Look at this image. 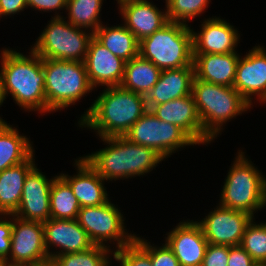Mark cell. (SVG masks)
I'll return each instance as SVG.
<instances>
[{
	"label": "cell",
	"mask_w": 266,
	"mask_h": 266,
	"mask_svg": "<svg viewBox=\"0 0 266 266\" xmlns=\"http://www.w3.org/2000/svg\"><path fill=\"white\" fill-rule=\"evenodd\" d=\"M239 53L193 54L195 78L209 83L233 87Z\"/></svg>",
	"instance_id": "23"
},
{
	"label": "cell",
	"mask_w": 266,
	"mask_h": 266,
	"mask_svg": "<svg viewBox=\"0 0 266 266\" xmlns=\"http://www.w3.org/2000/svg\"><path fill=\"white\" fill-rule=\"evenodd\" d=\"M228 266H258L252 257L239 245L229 249Z\"/></svg>",
	"instance_id": "37"
},
{
	"label": "cell",
	"mask_w": 266,
	"mask_h": 266,
	"mask_svg": "<svg viewBox=\"0 0 266 266\" xmlns=\"http://www.w3.org/2000/svg\"><path fill=\"white\" fill-rule=\"evenodd\" d=\"M117 3L120 5L121 3L127 2V1H131V0H116Z\"/></svg>",
	"instance_id": "42"
},
{
	"label": "cell",
	"mask_w": 266,
	"mask_h": 266,
	"mask_svg": "<svg viewBox=\"0 0 266 266\" xmlns=\"http://www.w3.org/2000/svg\"><path fill=\"white\" fill-rule=\"evenodd\" d=\"M56 177L49 180L35 166L25 178L22 198L13 215L26 221L45 222L50 219V191Z\"/></svg>",
	"instance_id": "13"
},
{
	"label": "cell",
	"mask_w": 266,
	"mask_h": 266,
	"mask_svg": "<svg viewBox=\"0 0 266 266\" xmlns=\"http://www.w3.org/2000/svg\"><path fill=\"white\" fill-rule=\"evenodd\" d=\"M43 225L45 247L49 259L66 253L84 252L94 246L76 219L50 218L43 222ZM52 246L58 247L60 251L50 252Z\"/></svg>",
	"instance_id": "16"
},
{
	"label": "cell",
	"mask_w": 266,
	"mask_h": 266,
	"mask_svg": "<svg viewBox=\"0 0 266 266\" xmlns=\"http://www.w3.org/2000/svg\"><path fill=\"white\" fill-rule=\"evenodd\" d=\"M93 37L113 55L128 62L139 55V41L124 25L104 26L93 33Z\"/></svg>",
	"instance_id": "26"
},
{
	"label": "cell",
	"mask_w": 266,
	"mask_h": 266,
	"mask_svg": "<svg viewBox=\"0 0 266 266\" xmlns=\"http://www.w3.org/2000/svg\"><path fill=\"white\" fill-rule=\"evenodd\" d=\"M210 0H167L166 12L169 22L187 24L190 19L201 15L208 7ZM187 21V22H186Z\"/></svg>",
	"instance_id": "33"
},
{
	"label": "cell",
	"mask_w": 266,
	"mask_h": 266,
	"mask_svg": "<svg viewBox=\"0 0 266 266\" xmlns=\"http://www.w3.org/2000/svg\"><path fill=\"white\" fill-rule=\"evenodd\" d=\"M165 243L173 251L180 266H201L208 241L197 221L179 222L167 233Z\"/></svg>",
	"instance_id": "18"
},
{
	"label": "cell",
	"mask_w": 266,
	"mask_h": 266,
	"mask_svg": "<svg viewBox=\"0 0 266 266\" xmlns=\"http://www.w3.org/2000/svg\"><path fill=\"white\" fill-rule=\"evenodd\" d=\"M0 266H6L5 262L0 261Z\"/></svg>",
	"instance_id": "44"
},
{
	"label": "cell",
	"mask_w": 266,
	"mask_h": 266,
	"mask_svg": "<svg viewBox=\"0 0 266 266\" xmlns=\"http://www.w3.org/2000/svg\"><path fill=\"white\" fill-rule=\"evenodd\" d=\"M1 17L15 15L27 8L26 0H0Z\"/></svg>",
	"instance_id": "39"
},
{
	"label": "cell",
	"mask_w": 266,
	"mask_h": 266,
	"mask_svg": "<svg viewBox=\"0 0 266 266\" xmlns=\"http://www.w3.org/2000/svg\"><path fill=\"white\" fill-rule=\"evenodd\" d=\"M6 121L0 117V127L5 123Z\"/></svg>",
	"instance_id": "43"
},
{
	"label": "cell",
	"mask_w": 266,
	"mask_h": 266,
	"mask_svg": "<svg viewBox=\"0 0 266 266\" xmlns=\"http://www.w3.org/2000/svg\"><path fill=\"white\" fill-rule=\"evenodd\" d=\"M147 241L136 235L130 244L115 250L112 256L120 266H152L150 242Z\"/></svg>",
	"instance_id": "32"
},
{
	"label": "cell",
	"mask_w": 266,
	"mask_h": 266,
	"mask_svg": "<svg viewBox=\"0 0 266 266\" xmlns=\"http://www.w3.org/2000/svg\"><path fill=\"white\" fill-rule=\"evenodd\" d=\"M150 111L161 121L178 126L198 145L212 141L204 133L193 94L158 104Z\"/></svg>",
	"instance_id": "15"
},
{
	"label": "cell",
	"mask_w": 266,
	"mask_h": 266,
	"mask_svg": "<svg viewBox=\"0 0 266 266\" xmlns=\"http://www.w3.org/2000/svg\"><path fill=\"white\" fill-rule=\"evenodd\" d=\"M150 259L152 266H180L178 259L166 243L160 247L150 244Z\"/></svg>",
	"instance_id": "36"
},
{
	"label": "cell",
	"mask_w": 266,
	"mask_h": 266,
	"mask_svg": "<svg viewBox=\"0 0 266 266\" xmlns=\"http://www.w3.org/2000/svg\"><path fill=\"white\" fill-rule=\"evenodd\" d=\"M147 111L145 96L121 86L105 87L78 126L93 129L99 138L124 136Z\"/></svg>",
	"instance_id": "1"
},
{
	"label": "cell",
	"mask_w": 266,
	"mask_h": 266,
	"mask_svg": "<svg viewBox=\"0 0 266 266\" xmlns=\"http://www.w3.org/2000/svg\"><path fill=\"white\" fill-rule=\"evenodd\" d=\"M54 15L31 50L42 59L84 62L93 33L70 24L59 13Z\"/></svg>",
	"instance_id": "8"
},
{
	"label": "cell",
	"mask_w": 266,
	"mask_h": 266,
	"mask_svg": "<svg viewBox=\"0 0 266 266\" xmlns=\"http://www.w3.org/2000/svg\"><path fill=\"white\" fill-rule=\"evenodd\" d=\"M248 224L240 246L252 257L257 265H266V223Z\"/></svg>",
	"instance_id": "31"
},
{
	"label": "cell",
	"mask_w": 266,
	"mask_h": 266,
	"mask_svg": "<svg viewBox=\"0 0 266 266\" xmlns=\"http://www.w3.org/2000/svg\"><path fill=\"white\" fill-rule=\"evenodd\" d=\"M80 208L70 185L58 175L51 185L50 218L77 219Z\"/></svg>",
	"instance_id": "28"
},
{
	"label": "cell",
	"mask_w": 266,
	"mask_h": 266,
	"mask_svg": "<svg viewBox=\"0 0 266 266\" xmlns=\"http://www.w3.org/2000/svg\"><path fill=\"white\" fill-rule=\"evenodd\" d=\"M233 87L252 106V96H257L260 104L266 102V50L255 46L243 58L239 57Z\"/></svg>",
	"instance_id": "14"
},
{
	"label": "cell",
	"mask_w": 266,
	"mask_h": 266,
	"mask_svg": "<svg viewBox=\"0 0 266 266\" xmlns=\"http://www.w3.org/2000/svg\"><path fill=\"white\" fill-rule=\"evenodd\" d=\"M119 7L124 25L138 41L149 37L169 22L166 9L162 12L148 0H131L121 3Z\"/></svg>",
	"instance_id": "20"
},
{
	"label": "cell",
	"mask_w": 266,
	"mask_h": 266,
	"mask_svg": "<svg viewBox=\"0 0 266 266\" xmlns=\"http://www.w3.org/2000/svg\"><path fill=\"white\" fill-rule=\"evenodd\" d=\"M27 266H56L52 259H48L43 262L35 263V264H27Z\"/></svg>",
	"instance_id": "40"
},
{
	"label": "cell",
	"mask_w": 266,
	"mask_h": 266,
	"mask_svg": "<svg viewBox=\"0 0 266 266\" xmlns=\"http://www.w3.org/2000/svg\"><path fill=\"white\" fill-rule=\"evenodd\" d=\"M160 73L161 70L151 61L145 60L138 55L126 62L120 86L146 96L157 83Z\"/></svg>",
	"instance_id": "27"
},
{
	"label": "cell",
	"mask_w": 266,
	"mask_h": 266,
	"mask_svg": "<svg viewBox=\"0 0 266 266\" xmlns=\"http://www.w3.org/2000/svg\"><path fill=\"white\" fill-rule=\"evenodd\" d=\"M254 219L249 213L217 206L197 223L210 244L239 246L248 224Z\"/></svg>",
	"instance_id": "12"
},
{
	"label": "cell",
	"mask_w": 266,
	"mask_h": 266,
	"mask_svg": "<svg viewBox=\"0 0 266 266\" xmlns=\"http://www.w3.org/2000/svg\"><path fill=\"white\" fill-rule=\"evenodd\" d=\"M4 102L3 94H2V84H1V74H0V107Z\"/></svg>",
	"instance_id": "41"
},
{
	"label": "cell",
	"mask_w": 266,
	"mask_h": 266,
	"mask_svg": "<svg viewBox=\"0 0 266 266\" xmlns=\"http://www.w3.org/2000/svg\"><path fill=\"white\" fill-rule=\"evenodd\" d=\"M48 259L43 222L26 221L13 215L11 249L5 263L24 266Z\"/></svg>",
	"instance_id": "11"
},
{
	"label": "cell",
	"mask_w": 266,
	"mask_h": 266,
	"mask_svg": "<svg viewBox=\"0 0 266 266\" xmlns=\"http://www.w3.org/2000/svg\"><path fill=\"white\" fill-rule=\"evenodd\" d=\"M139 56L160 70L194 66L192 29L183 23L168 22L139 41Z\"/></svg>",
	"instance_id": "7"
},
{
	"label": "cell",
	"mask_w": 266,
	"mask_h": 266,
	"mask_svg": "<svg viewBox=\"0 0 266 266\" xmlns=\"http://www.w3.org/2000/svg\"><path fill=\"white\" fill-rule=\"evenodd\" d=\"M201 30H192L193 54H227L236 52L240 34L224 19L212 17L204 20ZM239 34V35H238Z\"/></svg>",
	"instance_id": "19"
},
{
	"label": "cell",
	"mask_w": 266,
	"mask_h": 266,
	"mask_svg": "<svg viewBox=\"0 0 266 266\" xmlns=\"http://www.w3.org/2000/svg\"><path fill=\"white\" fill-rule=\"evenodd\" d=\"M84 64L93 88L100 85L104 87L120 86L126 61L113 55L94 37L89 41Z\"/></svg>",
	"instance_id": "17"
},
{
	"label": "cell",
	"mask_w": 266,
	"mask_h": 266,
	"mask_svg": "<svg viewBox=\"0 0 266 266\" xmlns=\"http://www.w3.org/2000/svg\"><path fill=\"white\" fill-rule=\"evenodd\" d=\"M110 252L113 254L109 247L94 245L87 251L58 255L52 260L56 266H109Z\"/></svg>",
	"instance_id": "30"
},
{
	"label": "cell",
	"mask_w": 266,
	"mask_h": 266,
	"mask_svg": "<svg viewBox=\"0 0 266 266\" xmlns=\"http://www.w3.org/2000/svg\"><path fill=\"white\" fill-rule=\"evenodd\" d=\"M104 0H67L68 22L76 27L91 29L94 33L102 26L100 12Z\"/></svg>",
	"instance_id": "29"
},
{
	"label": "cell",
	"mask_w": 266,
	"mask_h": 266,
	"mask_svg": "<svg viewBox=\"0 0 266 266\" xmlns=\"http://www.w3.org/2000/svg\"><path fill=\"white\" fill-rule=\"evenodd\" d=\"M23 55L12 49L1 51V84L4 100L10 94L26 111L46 113L45 73L42 58L33 52Z\"/></svg>",
	"instance_id": "2"
},
{
	"label": "cell",
	"mask_w": 266,
	"mask_h": 266,
	"mask_svg": "<svg viewBox=\"0 0 266 266\" xmlns=\"http://www.w3.org/2000/svg\"><path fill=\"white\" fill-rule=\"evenodd\" d=\"M34 153L24 162L0 172V214H13L20 204L28 173L36 166Z\"/></svg>",
	"instance_id": "24"
},
{
	"label": "cell",
	"mask_w": 266,
	"mask_h": 266,
	"mask_svg": "<svg viewBox=\"0 0 266 266\" xmlns=\"http://www.w3.org/2000/svg\"><path fill=\"white\" fill-rule=\"evenodd\" d=\"M101 140L109 145L84 158L106 181L145 175L165 159L155 149L132 143L123 136Z\"/></svg>",
	"instance_id": "3"
},
{
	"label": "cell",
	"mask_w": 266,
	"mask_h": 266,
	"mask_svg": "<svg viewBox=\"0 0 266 266\" xmlns=\"http://www.w3.org/2000/svg\"><path fill=\"white\" fill-rule=\"evenodd\" d=\"M230 247L208 243L201 266H228Z\"/></svg>",
	"instance_id": "34"
},
{
	"label": "cell",
	"mask_w": 266,
	"mask_h": 266,
	"mask_svg": "<svg viewBox=\"0 0 266 266\" xmlns=\"http://www.w3.org/2000/svg\"><path fill=\"white\" fill-rule=\"evenodd\" d=\"M27 7H31L38 11L54 12L57 10L66 9L67 0H26Z\"/></svg>",
	"instance_id": "38"
},
{
	"label": "cell",
	"mask_w": 266,
	"mask_h": 266,
	"mask_svg": "<svg viewBox=\"0 0 266 266\" xmlns=\"http://www.w3.org/2000/svg\"><path fill=\"white\" fill-rule=\"evenodd\" d=\"M123 214L109 200L102 205L81 207L77 221L86 231L94 245L107 246V241L116 243L118 250L130 244L135 239V234L126 232ZM116 241V242H114Z\"/></svg>",
	"instance_id": "9"
},
{
	"label": "cell",
	"mask_w": 266,
	"mask_h": 266,
	"mask_svg": "<svg viewBox=\"0 0 266 266\" xmlns=\"http://www.w3.org/2000/svg\"><path fill=\"white\" fill-rule=\"evenodd\" d=\"M128 141L155 149L165 159L181 147L196 143L178 126L161 121L148 110L123 136Z\"/></svg>",
	"instance_id": "10"
},
{
	"label": "cell",
	"mask_w": 266,
	"mask_h": 266,
	"mask_svg": "<svg viewBox=\"0 0 266 266\" xmlns=\"http://www.w3.org/2000/svg\"><path fill=\"white\" fill-rule=\"evenodd\" d=\"M42 66L47 113L68 108L94 89L84 62L42 59Z\"/></svg>",
	"instance_id": "6"
},
{
	"label": "cell",
	"mask_w": 266,
	"mask_h": 266,
	"mask_svg": "<svg viewBox=\"0 0 266 266\" xmlns=\"http://www.w3.org/2000/svg\"><path fill=\"white\" fill-rule=\"evenodd\" d=\"M0 216V261L5 262L10 255L13 214H0Z\"/></svg>",
	"instance_id": "35"
},
{
	"label": "cell",
	"mask_w": 266,
	"mask_h": 266,
	"mask_svg": "<svg viewBox=\"0 0 266 266\" xmlns=\"http://www.w3.org/2000/svg\"><path fill=\"white\" fill-rule=\"evenodd\" d=\"M6 266H20V265H8V264L6 263ZM24 266H27V265H24Z\"/></svg>",
	"instance_id": "45"
},
{
	"label": "cell",
	"mask_w": 266,
	"mask_h": 266,
	"mask_svg": "<svg viewBox=\"0 0 266 266\" xmlns=\"http://www.w3.org/2000/svg\"><path fill=\"white\" fill-rule=\"evenodd\" d=\"M5 122L0 127V172L26 161L34 152L29 138Z\"/></svg>",
	"instance_id": "25"
},
{
	"label": "cell",
	"mask_w": 266,
	"mask_h": 266,
	"mask_svg": "<svg viewBox=\"0 0 266 266\" xmlns=\"http://www.w3.org/2000/svg\"><path fill=\"white\" fill-rule=\"evenodd\" d=\"M238 151L225 179L218 205L254 216L256 211L266 206V177L243 151Z\"/></svg>",
	"instance_id": "5"
},
{
	"label": "cell",
	"mask_w": 266,
	"mask_h": 266,
	"mask_svg": "<svg viewBox=\"0 0 266 266\" xmlns=\"http://www.w3.org/2000/svg\"><path fill=\"white\" fill-rule=\"evenodd\" d=\"M194 66L161 70L157 83L145 96L148 110L153 106L192 94Z\"/></svg>",
	"instance_id": "22"
},
{
	"label": "cell",
	"mask_w": 266,
	"mask_h": 266,
	"mask_svg": "<svg viewBox=\"0 0 266 266\" xmlns=\"http://www.w3.org/2000/svg\"><path fill=\"white\" fill-rule=\"evenodd\" d=\"M192 94L204 133L213 141L222 126L251 108V104L234 87L222 86L194 78Z\"/></svg>",
	"instance_id": "4"
},
{
	"label": "cell",
	"mask_w": 266,
	"mask_h": 266,
	"mask_svg": "<svg viewBox=\"0 0 266 266\" xmlns=\"http://www.w3.org/2000/svg\"><path fill=\"white\" fill-rule=\"evenodd\" d=\"M78 170L73 177L61 173L60 176L70 185L80 207H92L105 204L108 199L104 179L85 160L84 156L75 160Z\"/></svg>",
	"instance_id": "21"
}]
</instances>
